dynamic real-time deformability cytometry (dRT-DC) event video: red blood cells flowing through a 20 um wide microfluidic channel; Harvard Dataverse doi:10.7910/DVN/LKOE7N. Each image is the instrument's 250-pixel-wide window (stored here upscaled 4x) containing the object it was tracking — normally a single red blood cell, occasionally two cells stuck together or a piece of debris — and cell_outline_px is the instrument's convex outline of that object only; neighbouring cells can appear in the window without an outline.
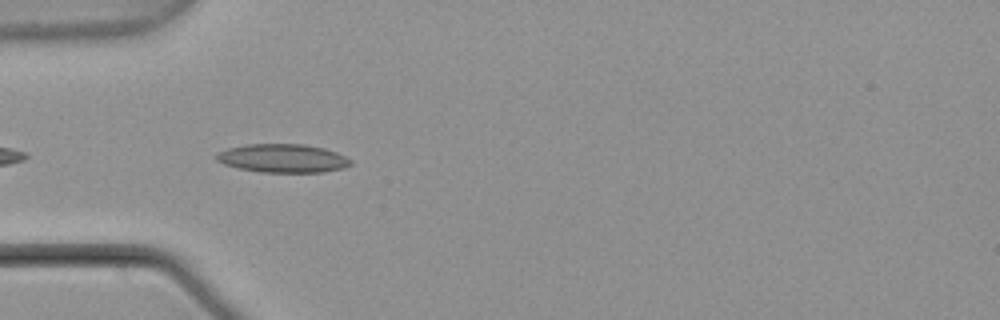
{"species": "common noctule bat (a hibernating species)", "species_latin": "Nyctalus noctula", "temperature_condition": "warm", "stored_images_in_passage": 5, "camera_frame_rate_fps": 3000, "um_per_image_px": 0.085, "animal": {"sex": "male", "body_mass_g": 21.5, "forearm_length_mm": 52.0}, "frame": {"image": 1, "passage_image": 5, "time_ms": 1.333, "image_size_px": [1000, 320], "cell_outline_px": [[352, 164], [344, 168], [324, 172], [260, 172], [240, 168], [224, 164], [216, 160], [216, 152], [228, 148], [248, 144], [304, 144], [324, 148], [336, 152], [352, 160]], "centroid_in_image_um": [24.05, 13.45], "position_along_channel_um": 61.0, "area_um2": 22.31}}